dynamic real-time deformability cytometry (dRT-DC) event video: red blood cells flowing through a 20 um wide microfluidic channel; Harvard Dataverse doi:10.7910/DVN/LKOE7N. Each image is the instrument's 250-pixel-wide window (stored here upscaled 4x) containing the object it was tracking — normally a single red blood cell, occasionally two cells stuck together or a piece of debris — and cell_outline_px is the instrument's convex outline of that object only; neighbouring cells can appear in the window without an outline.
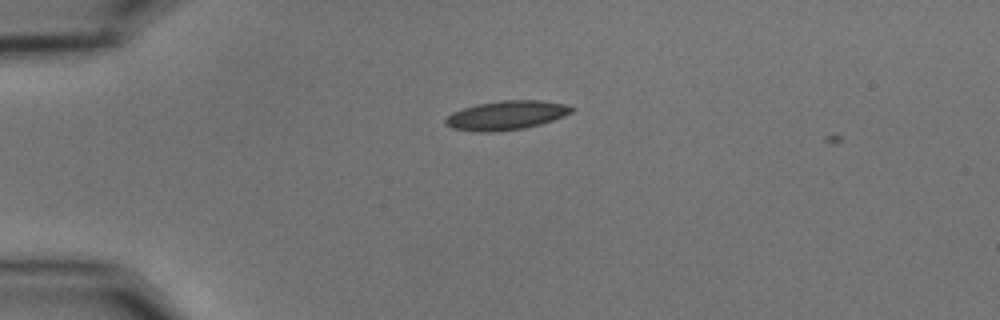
{"species": "common noctule bat (a hibernating species)", "species_latin": "Nyctalus noctula", "temperature_condition": "cold", "stored_images_in_passage": 7, "camera_frame_rate_fps": 3000, "um_per_image_px": 0.085, "animal": {"sex": "male", "body_mass_g": 15.6}, "frame": {"image": 1, "passage_image": 5, "time_ms": 1.333, "image_size_px": [1000, 320], "cell_outline_px": [[576, 108], [572, 112], [564, 116], [540, 124], [524, 128], [492, 132], [480, 132], [452, 128], [444, 124], [444, 120], [452, 112], [476, 104], [500, 100], [540, 100], [564, 104]], "centroid_in_image_um": [43.02, 9.79], "position_along_channel_um": 42.0, "area_um2": 21.33}}